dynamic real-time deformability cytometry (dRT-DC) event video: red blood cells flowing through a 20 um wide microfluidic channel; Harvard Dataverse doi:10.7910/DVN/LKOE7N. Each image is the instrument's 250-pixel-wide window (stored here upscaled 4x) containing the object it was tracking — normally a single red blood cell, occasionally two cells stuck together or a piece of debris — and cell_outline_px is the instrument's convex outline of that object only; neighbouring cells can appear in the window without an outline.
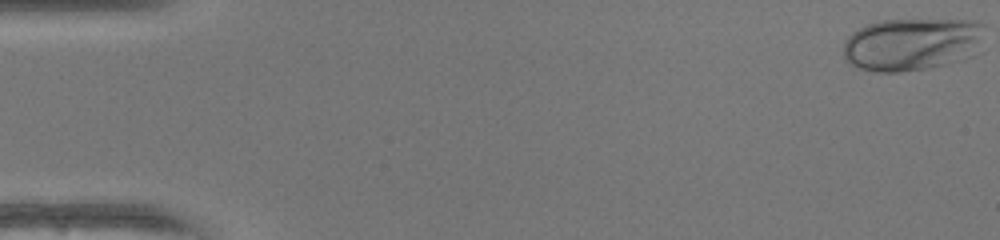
{"species": "human", "species_latin": "Homo sapiens", "temperature_condition": "warm", "stored_images_in_passage": 50, "camera_frame_rate_fps": 3000, "um_per_image_px": 0.085, "donor": {"sex": "female"}, "frame": {"image": 1, "passage_image": 1, "time_ms": 0.0, "image_size_px": [1000, 240], "cell_outline_px": [[984, 52], [964, 60], [928, 68], [896, 72], [876, 72], [856, 68], [844, 60], [844, 40], [852, 32], [868, 24], [880, 20], [972, 20], [984, 24]], "centroid_in_image_um": [77.6, 3.77], "position_along_channel_um": 7.4, "area_um2": 44.56}}
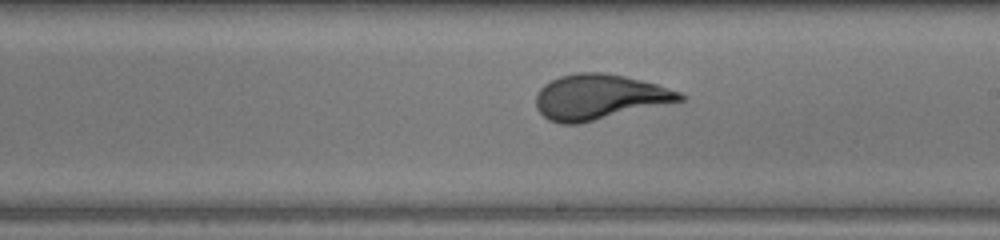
{"frame": {"image": 2, "passage_image": 29, "time_ms": 9.333, "image_size_px": [1000, 240], "cell_outline_px": [[688, 96], [684, 100], [580, 124], [560, 124], [548, 120], [536, 108], [536, 96], [540, 88], [544, 84], [560, 76], [576, 72], [604, 72], [624, 76], [656, 84], [680, 92]], "centroid_in_image_um": [50.92, 8.25], "position_along_channel_um": 238.1, "area_um2": 37.97}}
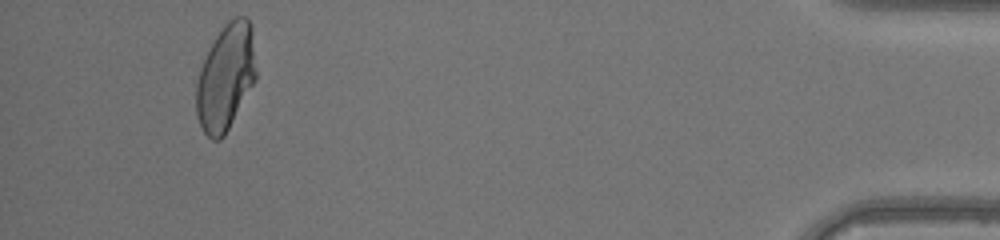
{"frame": {"image": 3, "passage_image": 47, "time_ms": 15.333, "image_size_px": [1000, 240], "cell_outline_px": [[256, 80], [224, 136], [220, 140], [212, 140], [204, 132], [196, 116], [196, 80], [200, 68], [220, 28], [228, 20], [236, 16], [244, 16], [252, 24], [256, 72]], "centroid_in_image_um": [19.19, 6.56], "position_along_channel_um": 416.0, "area_um2": 37.11}, "authors_computed_cell_mechanics": {"area_um2": 37.6278, "velocity_mm_per_s": 4.1666, "shape_relaxation_time_tau1_ms": 4.345, "shape_relaxation_time_tau2_ms": null, "deformation_change_tau1": 0.2189, "deformation_change_tau2": null}}